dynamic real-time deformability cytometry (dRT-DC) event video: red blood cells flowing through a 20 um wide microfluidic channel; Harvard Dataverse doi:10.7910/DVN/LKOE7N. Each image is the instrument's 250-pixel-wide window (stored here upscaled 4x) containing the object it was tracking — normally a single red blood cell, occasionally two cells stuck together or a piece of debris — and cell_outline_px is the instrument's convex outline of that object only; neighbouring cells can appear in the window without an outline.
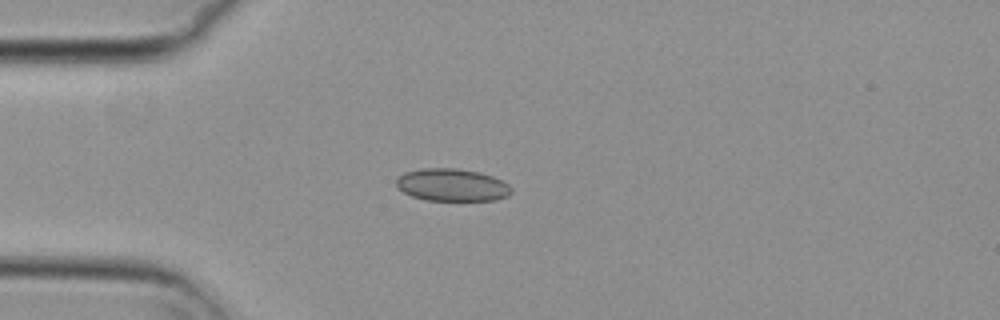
{"species": "common noctule bat (a hibernating species)", "species_latin": "Nyctalus noctula", "temperature_condition": "cold", "stored_images_in_passage": 55, "camera_frame_rate_fps": 3000, "um_per_image_px": 0.085, "animal": {"sex": "female", "body_mass_g": 29.2, "forearm_length_mm": 56.3}, "frame": {"image": 1, "passage_image": 15, "time_ms": 4.667, "image_size_px": [1000, 320], "cell_outline_px": [[512, 192], [508, 196], [496, 200], [424, 200], [412, 196], [404, 192], [396, 184], [396, 180], [404, 172], [420, 168], [456, 168], [480, 172], [492, 176], [508, 184], [512, 188]], "centroid_in_image_um": [38.43, 15.71], "position_along_channel_um": 46.6, "area_um2": 21.79}}
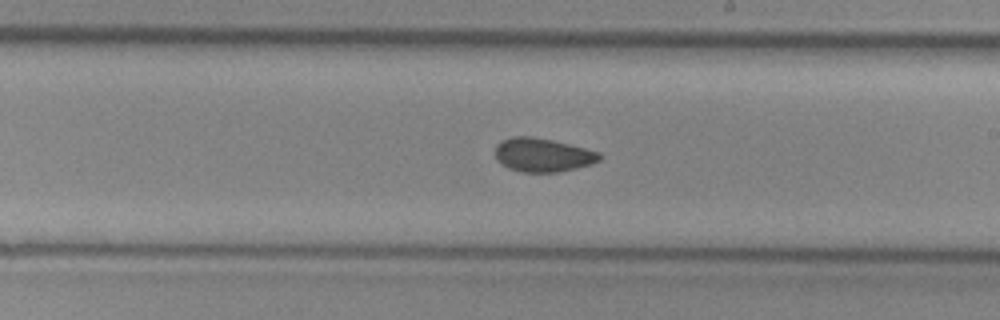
{"frame": {"image": 2, "passage_image": 32, "time_ms": 10.333, "image_size_px": [1000, 320], "cell_outline_px": [[600, 160], [592, 164], [576, 168], [556, 172], [524, 172], [508, 168], [500, 164], [496, 160], [496, 144], [500, 140], [512, 136], [532, 136], [552, 140], [600, 152]], "centroid_in_image_um": [46.09, 13.16], "position_along_channel_um": 242.9, "area_um2": 20.52}}
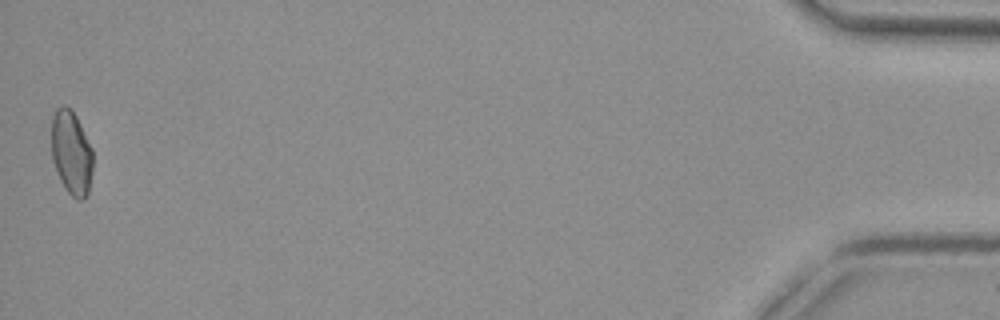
{"frame": {"image": 3, "passage_image": 55, "time_ms": 18.0, "image_size_px": [1000, 320], "cell_outline_px": [[92, 172], [88, 196], [84, 200], [76, 200], [64, 188], [60, 180], [52, 160], [52, 116], [56, 108], [64, 104], [76, 116], [92, 148]], "centroid_in_image_um": [6.07, 13.03], "position_along_channel_um": 429.1, "area_um2": 20.4}, "authors_computed_cell_mechanics": {"area_um2": 20.808, "velocity_mm_per_s": 3.7466, "shape_relaxation_time_tau1_ms": null, "shape_relaxation_time_tau2_ms": 3.2762, "deformation_change_tau1": null, "deformation_change_tau2": 0.0649}}